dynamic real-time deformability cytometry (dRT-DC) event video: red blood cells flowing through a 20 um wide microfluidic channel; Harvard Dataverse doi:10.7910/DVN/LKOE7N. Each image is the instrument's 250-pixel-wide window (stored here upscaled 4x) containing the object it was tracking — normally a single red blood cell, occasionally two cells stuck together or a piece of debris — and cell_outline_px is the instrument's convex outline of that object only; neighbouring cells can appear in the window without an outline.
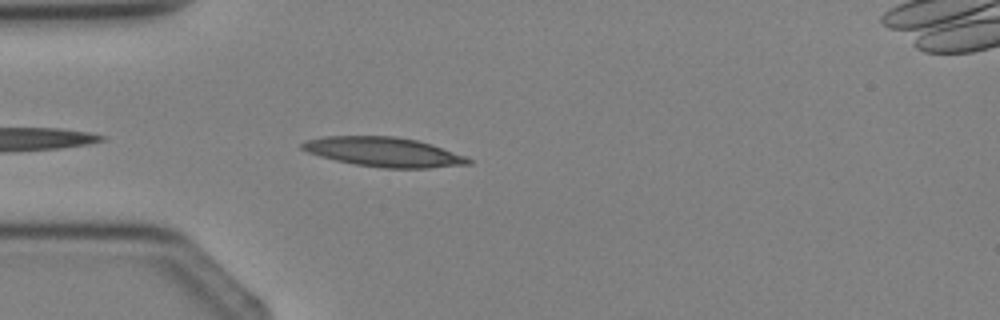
{"species": "Egyptian fruit bat (a non-hibernating species)", "species_latin": "Rousettus aegyptiacus", "temperature_condition": "cold", "stored_images_in_passage": 5, "camera_frame_rate_fps": 3000, "um_per_image_px": 0.085, "animal": {"sex": "female"}, "frame": {"image": 1, "passage_image": 4, "time_ms": 4.333, "image_size_px": [1000, 320], "cell_outline_px": [[472, 164], [428, 168], [384, 168], [356, 164], [336, 160], [320, 156], [308, 152], [300, 148], [300, 144], [304, 140], [324, 136], [396, 136], [416, 140], [432, 144], [464, 156], [472, 160]], "centroid_in_image_um": [32.6, 12.91], "position_along_channel_um": 52.4, "area_um2": 28.5}}